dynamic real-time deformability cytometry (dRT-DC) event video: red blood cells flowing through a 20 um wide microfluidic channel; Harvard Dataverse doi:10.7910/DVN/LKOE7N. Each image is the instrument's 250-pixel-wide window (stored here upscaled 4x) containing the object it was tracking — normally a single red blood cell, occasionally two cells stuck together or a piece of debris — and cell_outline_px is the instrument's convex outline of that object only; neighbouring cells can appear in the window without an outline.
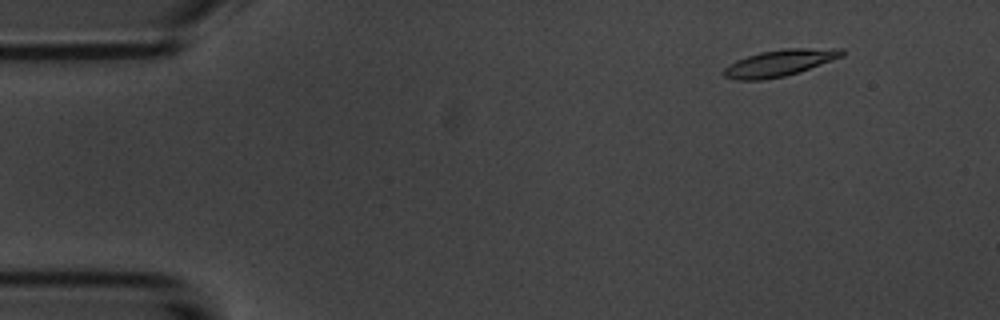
{"species": "common noctule bat (a hibernating species)", "species_latin": "Nyctalus noctula", "temperature_condition": "room temperature", "stored_images_in_passage": 55, "camera_frame_rate_fps": 3000, "um_per_image_px": 0.085, "animal": {"sex": "male", "body_mass_g": 20.1, "forearm_length_mm": 53.5}, "frame": {"image": 1, "passage_image": 6, "time_ms": 1.667, "image_size_px": [1000, 320], "cell_outline_px": [[844, 56], [800, 72], [784, 76], [764, 80], [736, 80], [724, 76], [720, 72], [724, 68], [736, 60], [760, 52], [784, 48], [844, 48]], "centroid_in_image_um": [66.27, 5.35], "position_along_channel_um": 18.7, "area_um2": 18.5}}
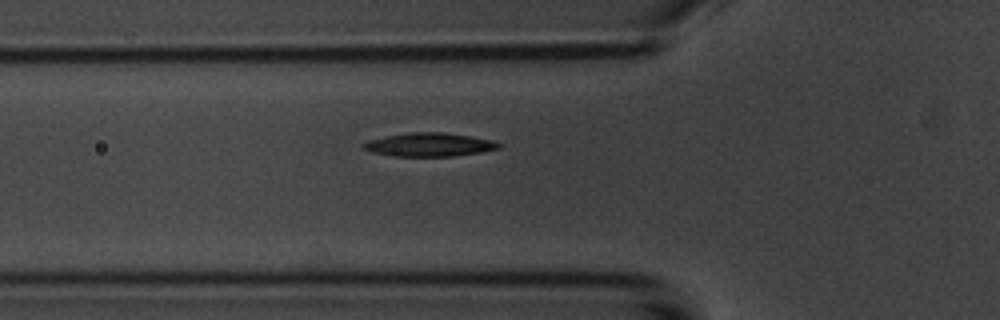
{"frame": {"image": 2, "passage_image": 19, "time_ms": 6.0, "image_size_px": [1000, 320], "cell_outline_px": [[500, 148], [480, 152], [452, 156], [392, 156], [372, 152], [360, 148], [360, 144], [368, 140], [384, 136], [408, 132], [444, 132], [492, 140], [500, 144]], "centroid_in_image_um": [36.4, 12.29], "position_along_channel_um": 89.4, "area_um2": 18.61}}
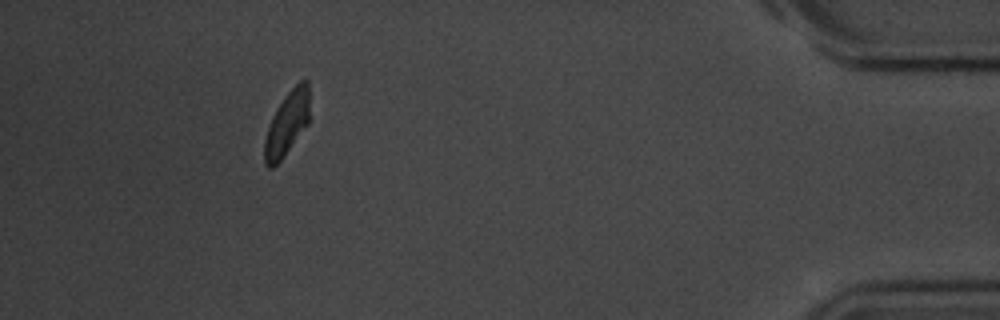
{"frame": {"image": 3, "passage_image": 50, "time_ms": 16.333, "image_size_px": [1000, 320], "cell_outline_px": [[308, 124], [280, 160], [272, 168], [268, 168], [264, 164], [264, 140], [272, 116], [276, 108], [284, 96], [300, 80], [308, 80]], "centroid_in_image_um": [24.37, 10.5], "position_along_channel_um": 410.8, "area_um2": 16.53}, "authors_computed_cell_mechanics": {"area_um2": 18.1492, "velocity_mm_per_s": 3.6822, "shape_relaxation_time_tau1_ms": 3.9714, "shape_relaxation_time_tau2_ms": null, "deformation_change_tau1": 0.1291, "deformation_change_tau2": null}}